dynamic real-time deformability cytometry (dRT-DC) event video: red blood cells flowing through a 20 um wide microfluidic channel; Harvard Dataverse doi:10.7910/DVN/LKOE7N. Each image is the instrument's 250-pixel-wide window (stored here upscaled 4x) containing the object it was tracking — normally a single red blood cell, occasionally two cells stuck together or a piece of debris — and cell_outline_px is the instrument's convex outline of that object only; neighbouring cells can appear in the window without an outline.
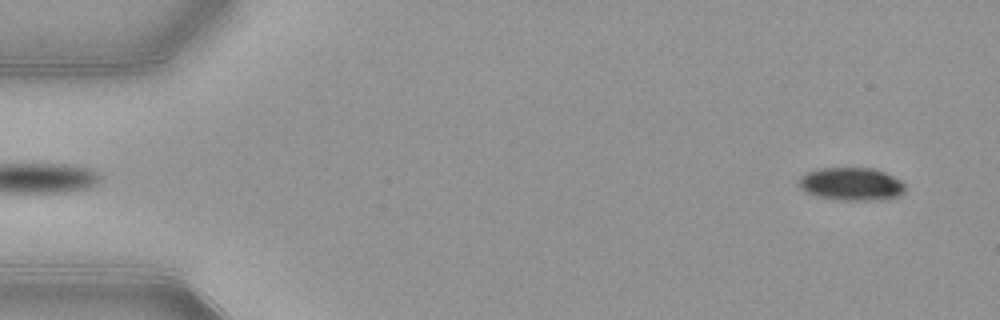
{"species": "common noctule bat (a hibernating species)", "species_latin": "Nyctalus noctula", "temperature_condition": "warm", "stored_images_in_passage": 53, "camera_frame_rate_fps": 3000, "um_per_image_px": 0.085, "animal": {"sex": "female", "body_mass_g": 21.9}, "frame": {"image": 1, "passage_image": 3, "time_ms": 0.667, "image_size_px": [1000, 320], "cell_outline_px": [[904, 192], [896, 196], [880, 200], [844, 200], [816, 196], [800, 188], [800, 176], [808, 172], [820, 168], [872, 168], [884, 172], [900, 180], [904, 184]], "centroid_in_image_um": [72.37, 15.64], "position_along_channel_um": 12.6, "area_um2": 20.11}}
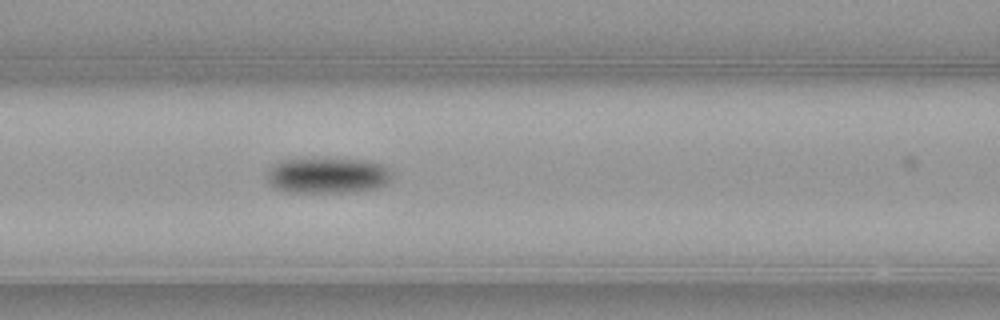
{"frame": {"image": 2, "passage_image": 22, "time_ms": 7.0, "image_size_px": [1000, 320], "cell_outline_px": [[392, 180], [376, 188], [352, 192], [288, 192], [276, 188], [268, 180], [268, 168], [272, 164], [280, 160], [320, 156], [324, 156], [364, 160], [380, 164], [388, 168], [392, 172]], "centroid_in_image_um": [27.83, 14.86], "position_along_channel_um": 138.8, "area_um2": 26.88}}
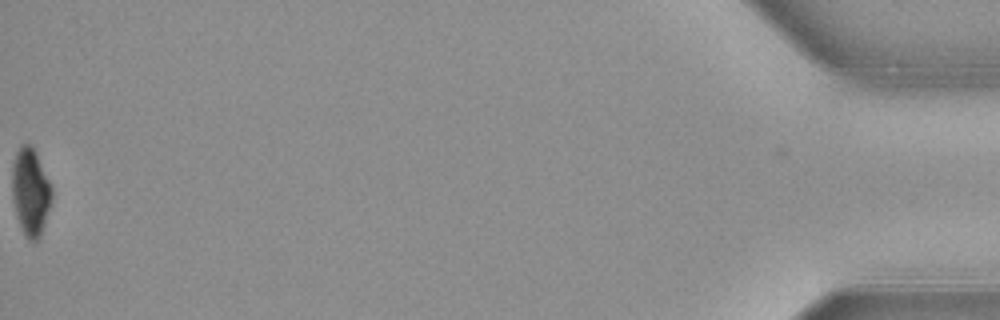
{"frame": {"image": 3, "passage_image": 53, "time_ms": 17.333, "image_size_px": [1000, 320], "cell_outline_px": [[52, 200], [40, 236], [36, 240], [28, 240], [16, 216], [12, 200], [12, 164], [16, 152], [20, 144], [28, 144], [36, 152], [52, 184]], "centroid_in_image_um": [2.59, 16.27], "position_along_channel_um": 432.6, "area_um2": 20.29}, "authors_computed_cell_mechanics": {"area_um2": 22.9466, "velocity_mm_per_s": 3.8914, "shape_relaxation_time_tau1_ms": 3.4576, "shape_relaxation_time_tau2_ms": null, "deformation_change_tau1": 0.1225, "deformation_change_tau2": null}}